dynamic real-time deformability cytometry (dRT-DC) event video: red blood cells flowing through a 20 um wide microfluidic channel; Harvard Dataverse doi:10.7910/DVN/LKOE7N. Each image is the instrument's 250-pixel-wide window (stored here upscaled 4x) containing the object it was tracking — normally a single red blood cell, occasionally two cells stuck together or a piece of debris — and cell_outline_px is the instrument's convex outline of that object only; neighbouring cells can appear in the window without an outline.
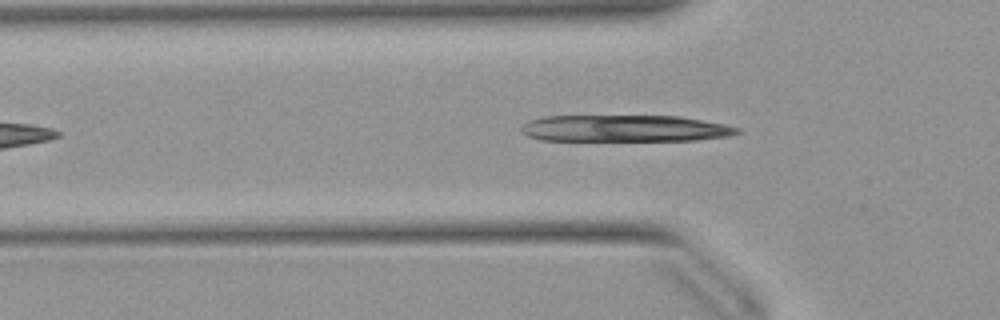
{"species": "Egyptian fruit bat (a non-hibernating species)", "species_latin": "Rousettus aegyptiacus", "temperature_condition": "warm", "stored_images_in_passage": 44, "camera_frame_rate_fps": 3000, "um_per_image_px": 0.085, "animal": {"sex": "female"}, "frame": {"image": 1, "passage_image": 8, "time_ms": 2.333, "image_size_px": [1000, 320], "cell_outline_px": [[740, 132], [728, 136], [696, 140], [540, 140], [528, 136], [520, 132], [520, 128], [528, 120], [544, 116], [680, 116], [724, 124], [740, 128]], "centroid_in_image_um": [53.07, 10.91], "position_along_channel_um": 72.7, "area_um2": 33.52}}
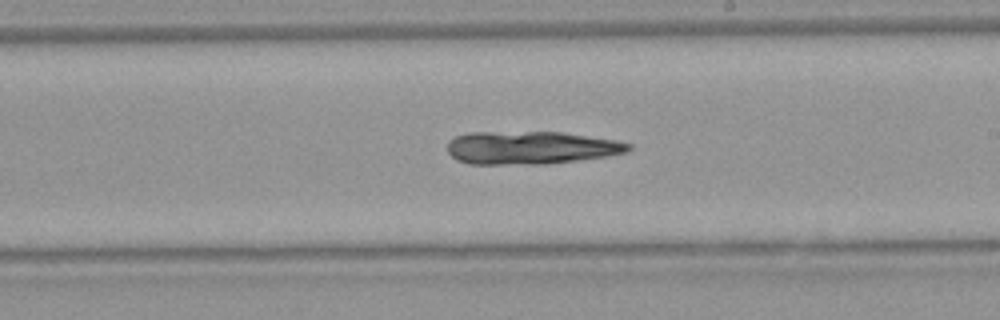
{"frame": {"image": 2, "passage_image": 21, "time_ms": 6.667, "image_size_px": [1000, 320], "cell_outline_px": [[632, 148], [628, 152], [604, 156], [576, 160], [544, 164], [468, 164], [456, 160], [448, 152], [448, 140], [456, 136], [468, 132], [560, 132], [616, 140], [632, 144]], "centroid_in_image_um": [45.08, 12.55], "position_along_channel_um": 243.9, "area_um2": 34.8}}
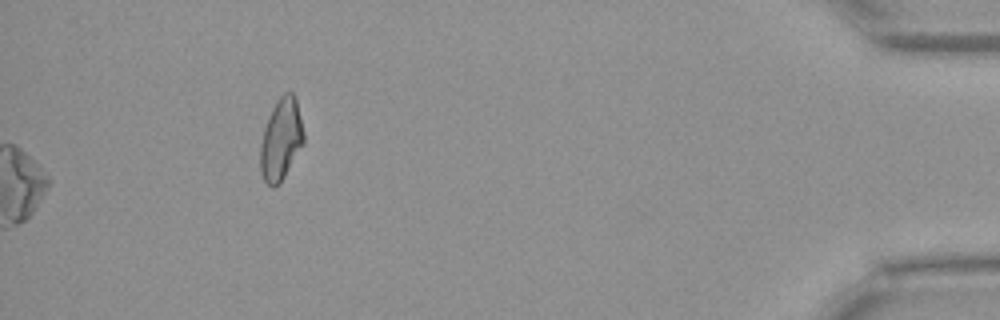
{"frame": {"image": 3, "passage_image": 44, "time_ms": 14.333, "image_size_px": [1000, 320], "cell_outline_px": [[304, 144], [284, 176], [272, 188], [264, 180], [260, 172], [260, 144], [264, 128], [268, 116], [276, 100], [284, 92], [292, 92], [296, 96], [304, 132]], "centroid_in_image_um": [23.89, 11.8], "position_along_channel_um": 411.3, "area_um2": 20.75}}